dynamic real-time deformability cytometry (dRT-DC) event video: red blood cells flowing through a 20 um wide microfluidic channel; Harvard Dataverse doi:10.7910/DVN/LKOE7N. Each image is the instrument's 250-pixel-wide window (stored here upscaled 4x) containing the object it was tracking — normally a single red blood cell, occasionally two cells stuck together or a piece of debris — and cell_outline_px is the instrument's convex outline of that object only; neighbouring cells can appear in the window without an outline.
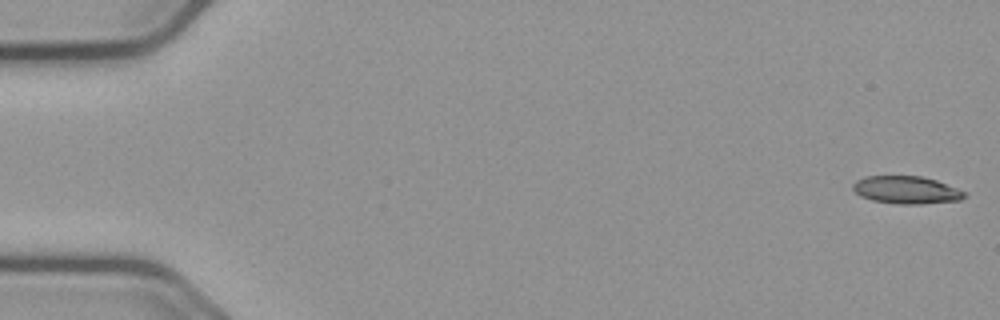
{"species": "common noctule bat (a hibernating species)", "species_latin": "Nyctalus noctula", "temperature_condition": "cold", "stored_images_in_passage": 51, "camera_frame_rate_fps": 3000, "um_per_image_px": 0.085, "animal": {"sex": "male", "body_mass_g": 23.1, "forearm_length_mm": 52.7}, "frame": {"image": 1, "passage_image": 1, "time_ms": 0.0, "image_size_px": [1000, 320], "cell_outline_px": [[968, 196], [960, 200], [920, 204], [896, 204], [872, 200], [860, 196], [852, 188], [852, 184], [856, 180], [864, 176], [924, 176], [936, 180], [956, 188], [964, 192]], "centroid_in_image_um": [77.02, 16.14], "position_along_channel_um": 8.0, "area_um2": 18.03}}
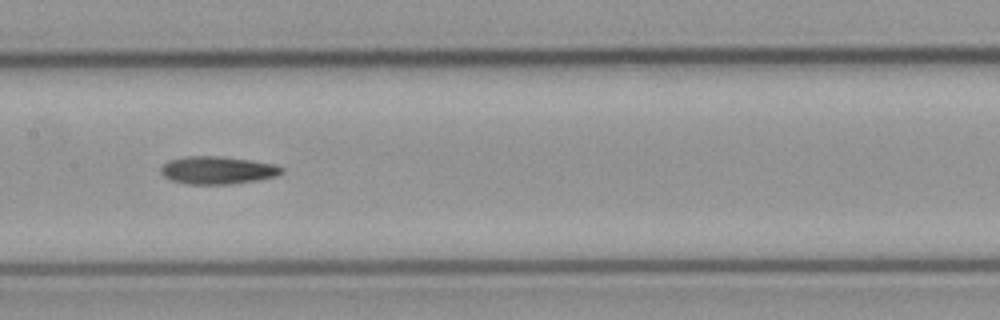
{"frame": {"image": 2, "passage_image": 28, "time_ms": 9.0, "image_size_px": [1000, 320], "cell_outline_px": [[284, 172], [276, 176], [256, 180], [232, 184], [188, 184], [172, 180], [164, 176], [160, 172], [160, 168], [168, 160], [184, 156], [220, 156], [276, 164], [284, 168]], "centroid_in_image_um": [18.49, 14.46], "position_along_channel_um": 188.9, "area_um2": 19.54}}
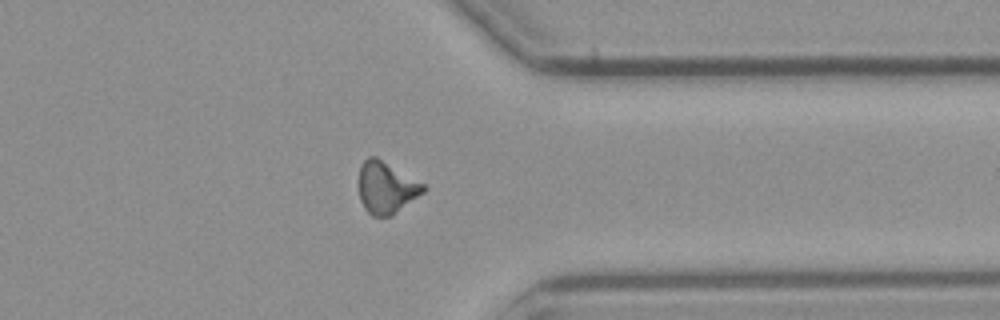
{"frame": {"image": 3, "passage_image": 44, "time_ms": 14.333, "image_size_px": [1000, 320], "cell_outline_px": [[428, 188], [424, 192], [392, 216], [372, 216], [364, 208], [360, 200], [360, 164], [368, 156], [376, 156], [424, 184]], "centroid_in_image_um": [32.84, 15.95], "position_along_channel_um": 378.6, "area_um2": 19.42}}